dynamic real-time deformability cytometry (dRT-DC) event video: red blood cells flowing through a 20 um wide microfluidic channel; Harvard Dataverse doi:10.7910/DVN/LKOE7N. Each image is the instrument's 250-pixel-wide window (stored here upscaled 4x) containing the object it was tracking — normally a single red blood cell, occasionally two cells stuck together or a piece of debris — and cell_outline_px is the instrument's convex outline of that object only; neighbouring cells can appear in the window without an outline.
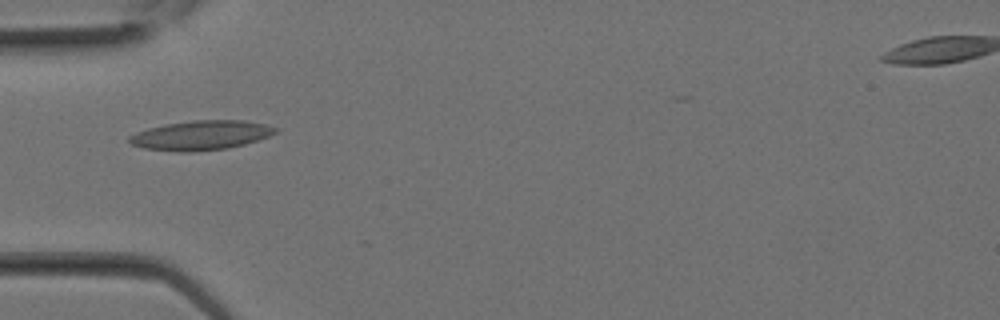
{"species": "Egyptian fruit bat (a non-hibernating species)", "species_latin": "Rousettus aegyptiacus", "temperature_condition": "room temperature", "stored_images_in_passage": 4, "camera_frame_rate_fps": 3000, "um_per_image_px": 0.085, "animal": {"sex": "female"}, "frame": {"image": 1, "passage_image": 1, "time_ms": 0.0, "image_size_px": [1000, 320], "cell_outline_px": [[280, 128], [276, 132], [268, 136], [244, 144], [228, 148], [192, 152], [176, 152], [144, 148], [132, 144], [128, 140], [128, 136], [136, 132], [148, 128], [164, 124], [192, 120], [244, 120], [264, 124]], "centroid_in_image_um": [17.06, 11.5], "position_along_channel_um": 67.9, "area_um2": 25.14}}
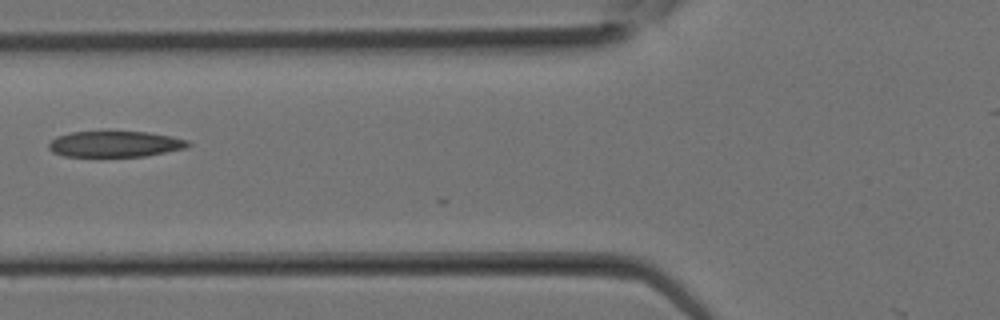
{"frame": {"image": 2, "passage_image": 3, "time_ms": 0.667, "image_size_px": [1000, 320], "cell_outline_px": [[192, 144], [188, 148], [144, 156], [64, 156], [52, 152], [48, 148], [48, 144], [56, 136], [72, 132], [148, 132], [172, 136], [188, 140]], "centroid_in_image_um": [9.81, 12.24], "position_along_channel_um": 116.0, "area_um2": 21.04}}